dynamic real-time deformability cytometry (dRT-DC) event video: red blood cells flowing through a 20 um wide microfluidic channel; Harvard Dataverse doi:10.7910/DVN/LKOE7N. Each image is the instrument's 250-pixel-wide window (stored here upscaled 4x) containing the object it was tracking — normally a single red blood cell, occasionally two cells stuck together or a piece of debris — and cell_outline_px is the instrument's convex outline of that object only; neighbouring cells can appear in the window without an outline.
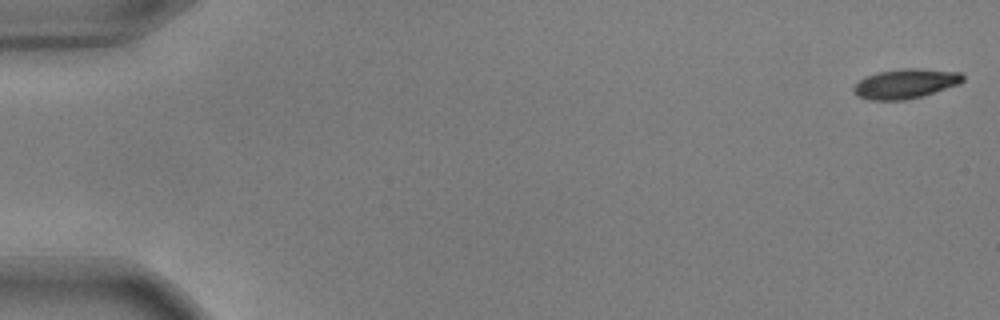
{"species": "common noctule bat (a hibernating species)", "species_latin": "Nyctalus noctula", "temperature_condition": "warm", "stored_images_in_passage": 54, "camera_frame_rate_fps": 3000, "um_per_image_px": 0.085, "animal": {"sex": "male", "body_mass_g": 17.9, "forearm_length_mm": 54.2}, "frame": {"image": 1, "passage_image": 1, "time_ms": 0.0, "image_size_px": [1000, 320], "cell_outline_px": [[964, 80], [960, 84], [920, 96], [904, 100], [868, 100], [856, 96], [852, 92], [852, 88], [864, 76], [880, 72], [904, 68], [920, 68], [960, 72], [964, 76]], "centroid_in_image_um": [76.94, 7.11], "position_along_channel_um": 8.1, "area_um2": 18.9}}
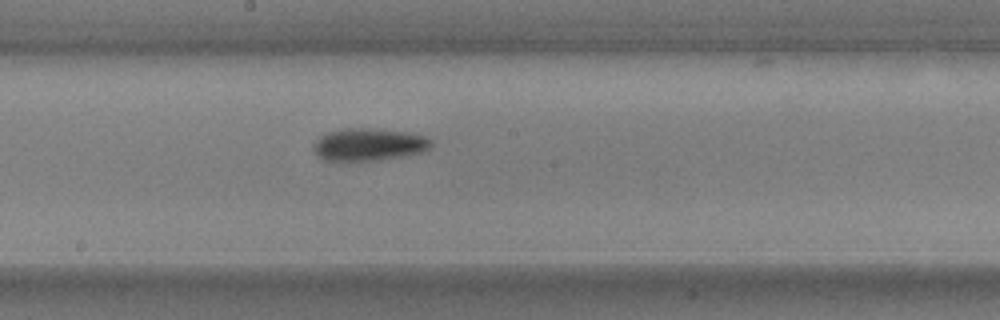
{"frame": {"image": 2, "passage_image": 30, "time_ms": 9.667, "image_size_px": [1000, 320], "cell_outline_px": [[432, 144], [428, 148], [420, 152], [380, 160], [324, 160], [316, 156], [312, 148], [312, 144], [320, 136], [328, 132], [348, 128], [368, 128], [408, 132], [424, 136], [432, 140]], "centroid_in_image_um": [31.3, 12.28], "position_along_channel_um": 216.9, "area_um2": 22.08}}
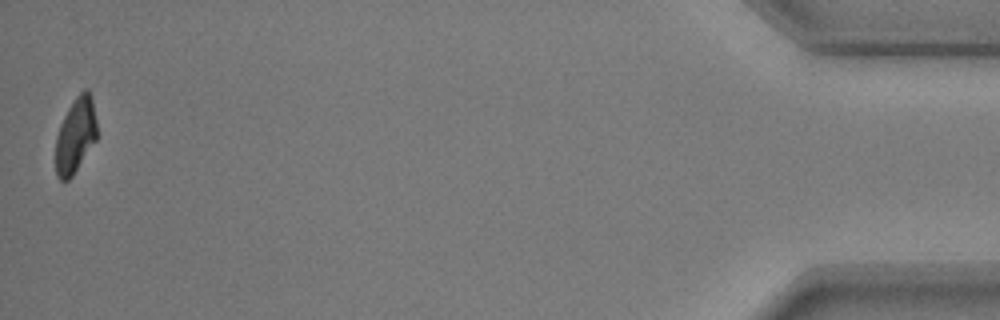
{"frame": {"image": 3, "passage_image": 54, "time_ms": 17.667, "image_size_px": [1000, 320], "cell_outline_px": [[96, 140], [72, 176], [68, 180], [60, 180], [56, 176], [56, 136], [60, 124], [68, 108], [76, 96], [84, 88], [88, 88], [92, 96], [96, 120]], "centroid_in_image_um": [6.42, 11.48], "position_along_channel_um": 428.8, "area_um2": 18.09}, "authors_computed_cell_mechanics": {"area_um2": 20.2011, "velocity_mm_per_s": 3.7362, "shape_relaxation_time_tau1_ms": 4.0956, "shape_relaxation_time_tau2_ms": null, "deformation_change_tau1": 0.1347, "deformation_change_tau2": null}}